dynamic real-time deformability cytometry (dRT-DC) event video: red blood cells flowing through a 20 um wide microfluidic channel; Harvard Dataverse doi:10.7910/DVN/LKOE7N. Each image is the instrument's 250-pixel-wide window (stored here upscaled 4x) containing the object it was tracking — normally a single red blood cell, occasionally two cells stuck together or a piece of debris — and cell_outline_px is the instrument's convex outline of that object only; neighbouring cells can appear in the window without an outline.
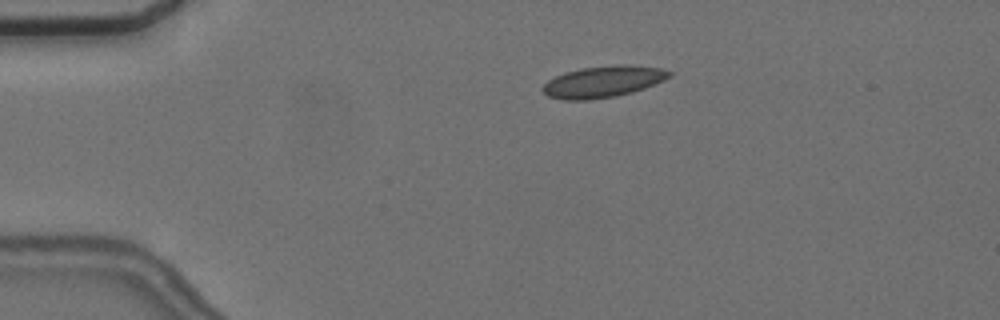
{"species": "common noctule bat (a hibernating species)", "species_latin": "Nyctalus noctula", "temperature_condition": "cold", "stored_images_in_passage": 7, "camera_frame_rate_fps": 3000, "um_per_image_px": 0.085, "animal": {"sex": "female", "body_mass_g": 24.6, "forearm_length_mm": 56.2}, "frame": {"image": 1, "passage_image": 3, "time_ms": 3.333, "image_size_px": [1000, 320], "cell_outline_px": [[672, 76], [664, 80], [644, 88], [632, 92], [616, 96], [588, 100], [564, 100], [548, 96], [540, 88], [548, 80], [564, 72], [580, 68], [616, 64], [632, 64], [660, 68], [672, 72]], "centroid_in_image_um": [51.26, 6.93], "position_along_channel_um": 33.7, "area_um2": 23.41}}
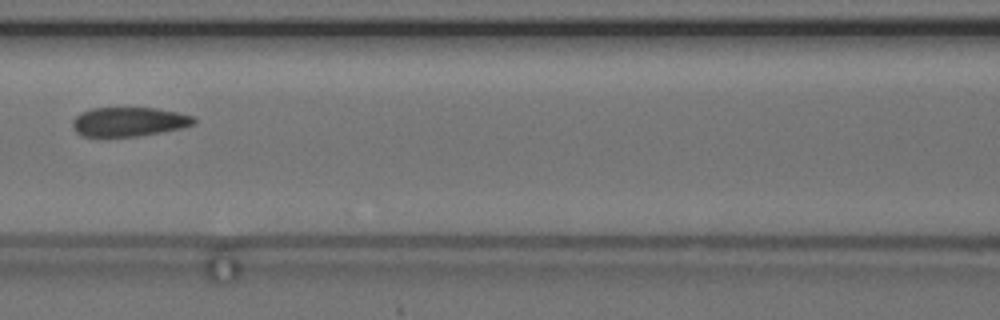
{"frame": {"image": 2, "passage_image": 7, "time_ms": 8.0, "image_size_px": [1000, 320], "cell_outline_px": [[196, 124], [180, 128], [160, 132], [136, 136], [80, 136], [76, 132], [72, 124], [72, 120], [80, 112], [92, 108], [156, 108], [176, 112], [192, 116], [196, 120]], "centroid_in_image_um": [10.93, 10.34], "position_along_channel_um": 155.7, "area_um2": 20.52}}